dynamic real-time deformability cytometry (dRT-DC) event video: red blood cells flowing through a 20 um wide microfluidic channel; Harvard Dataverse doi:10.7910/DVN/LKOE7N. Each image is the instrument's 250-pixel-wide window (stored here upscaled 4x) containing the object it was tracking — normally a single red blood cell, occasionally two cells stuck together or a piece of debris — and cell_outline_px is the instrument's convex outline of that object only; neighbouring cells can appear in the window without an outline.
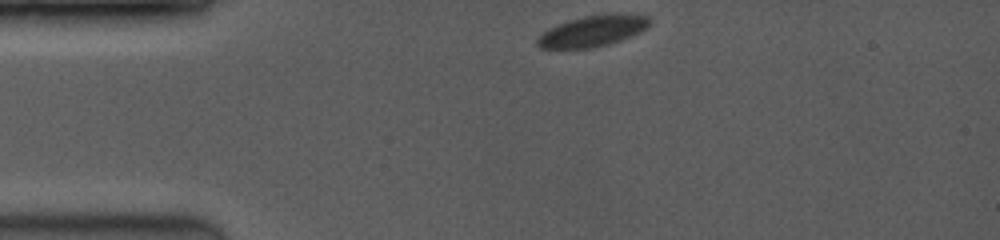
{"species": "common noctule bat (a hibernating species)", "species_latin": "Nyctalus noctula", "temperature_condition": "room temperature", "stored_images_in_passage": 9, "camera_frame_rate_fps": 3500, "um_per_image_px": 0.085, "animal": {"sex": "female", "body_mass_g": 19.0, "forearm_length_mm": 53.3}, "frame": {"image": 1, "passage_image": 1, "time_ms": 0.0, "image_size_px": [1000, 240], "cell_outline_px": [[648, 24], [640, 32], [620, 40], [608, 44], [588, 48], [540, 48], [536, 44], [536, 40], [548, 28], [584, 16], [648, 16]], "centroid_in_image_um": [50.27, 2.69], "position_along_channel_um": 34.7, "area_um2": 19.02}}
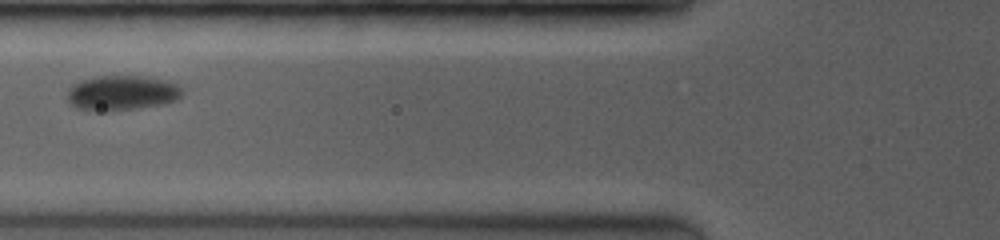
{"frame": {"image": 2, "passage_image": 6, "time_ms": 3.143, "image_size_px": [1000, 240], "cell_outline_px": [[184, 92], [176, 100], [164, 104], [136, 108], [96, 112], [76, 108], [68, 100], [68, 88], [72, 84], [80, 80], [96, 76], [140, 76], [168, 80], [176, 84]], "centroid_in_image_um": [10.33, 7.89], "position_along_channel_um": 115.5, "area_um2": 23.52}}
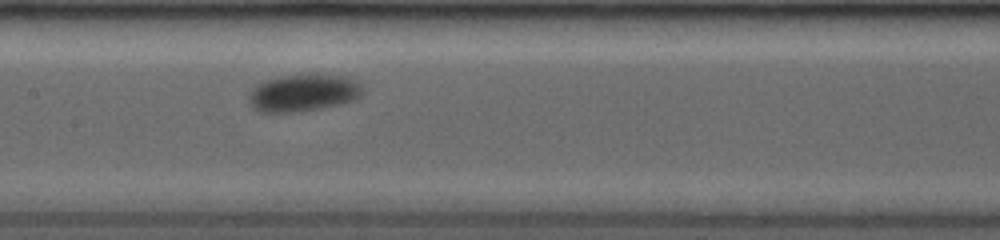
{"frame": {"image": 3, "passage_image": 9, "time_ms": 4.857, "image_size_px": [1000, 240], "cell_outline_px": [[360, 92], [352, 100], [340, 104], [320, 108], [296, 112], [260, 112], [252, 108], [252, 92], [260, 84], [268, 80], [280, 76], [300, 72], [344, 76], [356, 80], [360, 84]], "centroid_in_image_um": [25.8, 7.86], "position_along_channel_um": 181.6, "area_um2": 24.33}}